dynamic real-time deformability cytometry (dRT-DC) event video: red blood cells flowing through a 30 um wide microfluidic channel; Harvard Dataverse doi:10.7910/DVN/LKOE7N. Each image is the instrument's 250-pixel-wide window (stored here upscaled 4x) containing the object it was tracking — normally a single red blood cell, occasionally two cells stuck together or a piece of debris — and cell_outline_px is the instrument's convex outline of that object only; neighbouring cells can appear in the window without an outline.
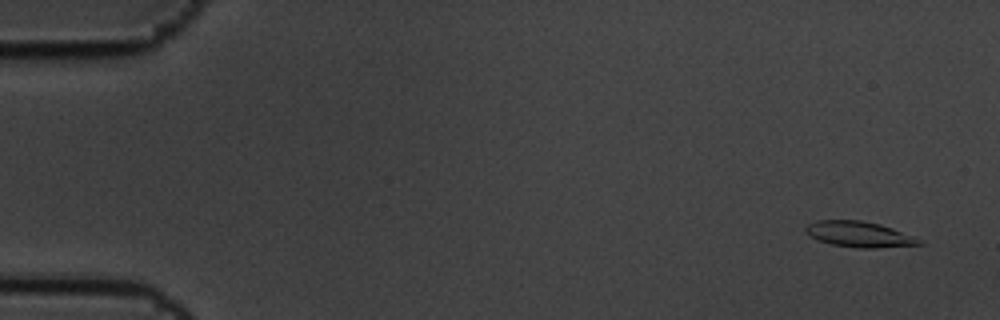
{"species": "common noctule bat (a hibernating species)", "species_latin": "Nyctalus noctula", "temperature_condition": "cold", "stored_images_in_passage": 4, "camera_frame_rate_fps": 3000, "um_per_image_px": 0.085, "animal": {"sex": "male", "body_mass_g": 19.5, "forearm_length_mm": 54.6}, "frame": {"image": 1, "passage_image": 1, "time_ms": 0.0, "image_size_px": [1000, 320], "cell_outline_px": [[924, 244], [876, 248], [860, 248], [832, 244], [820, 240], [804, 232], [804, 228], [808, 224], [816, 220], [860, 220], [880, 224], [892, 228], [912, 236], [920, 240]], "centroid_in_image_um": [73.01, 19.9], "position_along_channel_um": 12.0, "area_um2": 16.76}}